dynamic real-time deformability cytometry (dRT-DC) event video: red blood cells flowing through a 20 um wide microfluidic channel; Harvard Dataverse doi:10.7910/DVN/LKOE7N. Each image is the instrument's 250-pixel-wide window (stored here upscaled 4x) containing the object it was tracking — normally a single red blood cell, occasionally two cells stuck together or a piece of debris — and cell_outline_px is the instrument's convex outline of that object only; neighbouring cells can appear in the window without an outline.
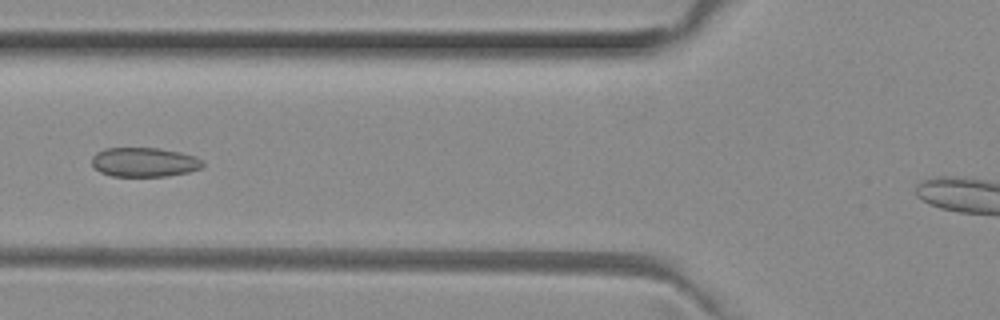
{"species": "common noctule bat (a hibernating species)", "species_latin": "Nyctalus noctula", "temperature_condition": "room temperature", "stored_images_in_passage": 44, "camera_frame_rate_fps": 3000, "um_per_image_px": 0.085, "animal": {"sex": "female", "body_mass_g": 29.2, "forearm_length_mm": 56.3}, "frame": {"image": 1, "passage_image": 18, "time_ms": 5.667, "image_size_px": [1000, 320], "cell_outline_px": [[204, 164], [200, 168], [188, 172], [168, 176], [112, 176], [100, 172], [92, 164], [92, 156], [96, 152], [108, 148], [156, 148], [180, 152], [196, 156], [204, 160]], "centroid_in_image_um": [12.28, 13.78], "position_along_channel_um": 113.5, "area_um2": 18.96}}
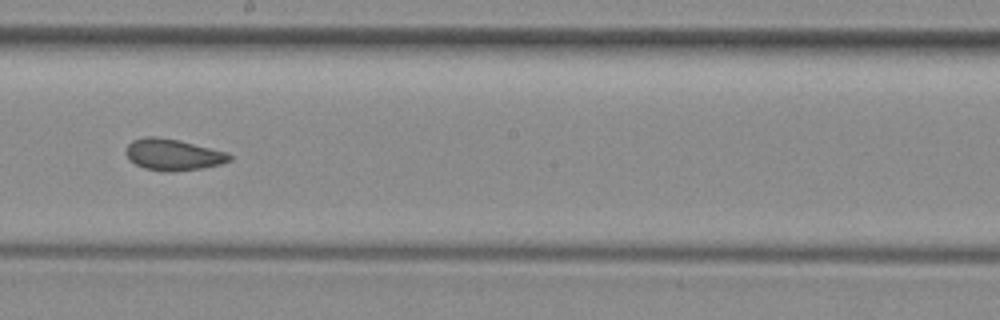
{"frame": {"image": 2, "passage_image": 27, "time_ms": 8.667, "image_size_px": [1000, 320], "cell_outline_px": [[232, 160], [220, 164], [200, 168], [168, 172], [164, 172], [144, 168], [136, 164], [124, 152], [128, 144], [132, 140], [144, 136], [156, 136], [180, 140], [228, 152], [232, 156]], "centroid_in_image_um": [14.71, 13.13], "position_along_channel_um": 233.5, "area_um2": 19.02}}
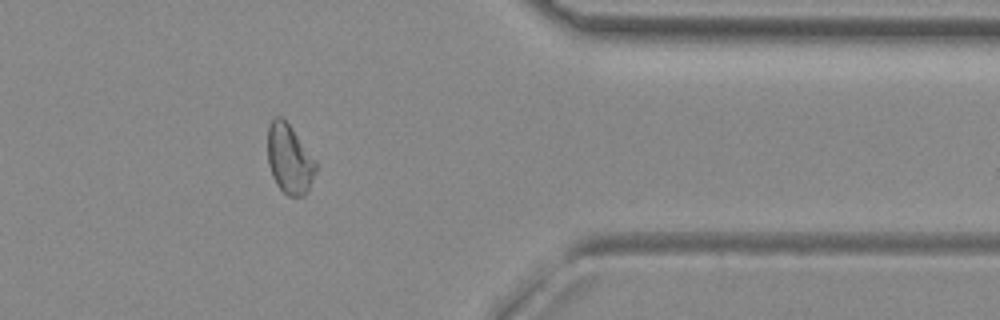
{"frame": {"image": 3, "passage_image": 40, "time_ms": 13.0, "image_size_px": [1000, 320], "cell_outline_px": [[316, 168], [308, 188], [304, 196], [288, 196], [276, 184], [272, 176], [268, 164], [268, 124], [272, 116], [280, 116], [288, 124], [316, 160]], "centroid_in_image_um": [24.57, 13.5], "position_along_channel_um": 386.8, "area_um2": 19.25}, "authors_computed_cell_mechanics": {"area_um2": 19.3341, "velocity_mm_per_s": 3.9998, "shape_relaxation_time_tau1_ms": null, "shape_relaxation_time_tau2_ms": 1.8601, "deformation_change_tau1": null, "deformation_change_tau2": 0.0851}}